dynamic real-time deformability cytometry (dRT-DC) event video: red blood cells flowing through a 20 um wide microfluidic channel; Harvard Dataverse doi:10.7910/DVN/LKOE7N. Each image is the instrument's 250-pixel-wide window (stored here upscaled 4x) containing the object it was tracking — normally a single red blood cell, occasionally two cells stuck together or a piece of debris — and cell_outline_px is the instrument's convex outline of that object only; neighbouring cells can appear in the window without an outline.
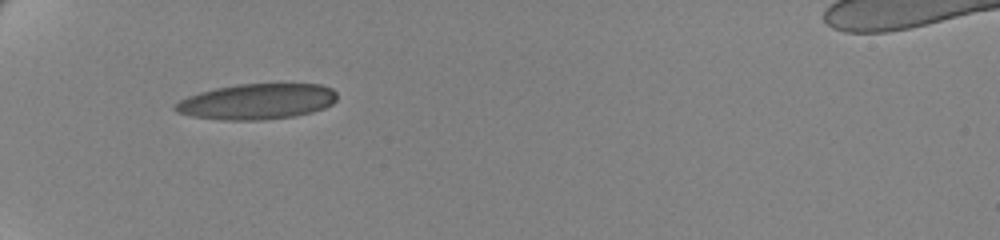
{"species": "human", "species_latin": "Homo sapiens", "temperature_condition": "cold", "stored_images_in_passage": 39, "camera_frame_rate_fps": 3000, "um_per_image_px": 0.085, "donor": {"sex": "female"}, "frame": {"image": 1, "passage_image": 1, "time_ms": 0.0, "image_size_px": [1000, 240], "cell_outline_px": [[336, 100], [332, 104], [324, 108], [312, 112], [296, 116], [264, 120], [220, 120], [192, 116], [176, 112], [172, 108], [180, 100], [188, 96], [200, 92], [216, 88], [236, 84], [320, 84], [332, 88], [336, 92]], "centroid_in_image_um": [21.84, 8.64], "position_along_channel_um": 63.2, "area_um2": 33.76}}
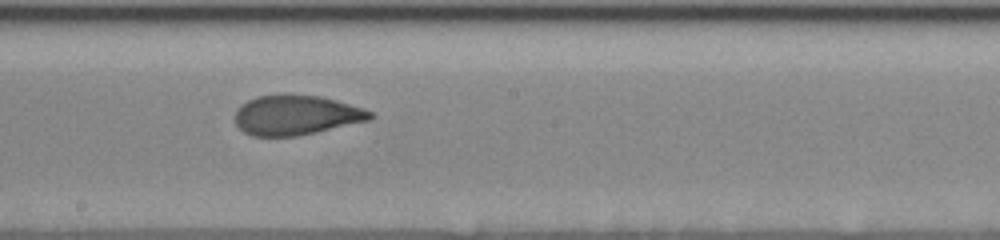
{"frame": {"image": 2, "passage_image": 16, "time_ms": 5.0, "image_size_px": [1000, 240], "cell_outline_px": [[376, 116], [372, 120], [316, 132], [296, 136], [252, 136], [244, 132], [236, 124], [236, 108], [240, 104], [256, 96], [280, 92], [284, 92], [320, 96], [336, 100], [364, 108], [372, 112]], "centroid_in_image_um": [25.18, 9.75], "position_along_channel_um": 223.0, "area_um2": 32.08}}
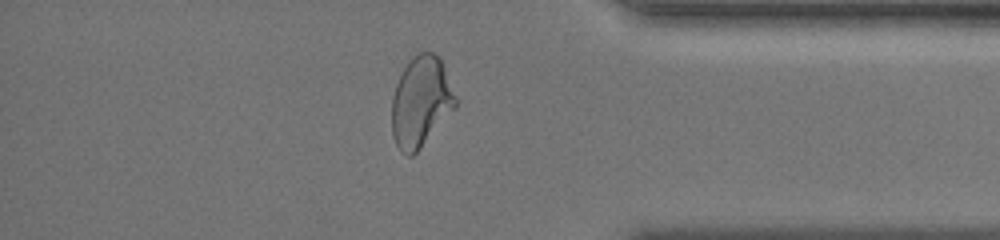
{"frame": {"image": 3, "passage_image": 32, "time_ms": 10.333, "image_size_px": [1000, 240], "cell_outline_px": [[456, 108], [420, 148], [412, 156], [408, 156], [400, 152], [396, 144], [392, 132], [392, 96], [396, 84], [404, 68], [412, 56], [420, 52], [432, 52], [440, 56], [456, 100]], "centroid_in_image_um": [35.76, 8.66], "position_along_channel_um": 399.4, "area_um2": 33.41}, "authors_computed_cell_mechanics": {"area_um2": 32.8304, "velocity_mm_per_s": 3.488, "shape_relaxation_time_tau1_ms": 5.0283, "shape_relaxation_time_tau2_ms": 1.126, "deformation_change_tau1": 0.1981, "deformation_change_tau2": 0.0776}}